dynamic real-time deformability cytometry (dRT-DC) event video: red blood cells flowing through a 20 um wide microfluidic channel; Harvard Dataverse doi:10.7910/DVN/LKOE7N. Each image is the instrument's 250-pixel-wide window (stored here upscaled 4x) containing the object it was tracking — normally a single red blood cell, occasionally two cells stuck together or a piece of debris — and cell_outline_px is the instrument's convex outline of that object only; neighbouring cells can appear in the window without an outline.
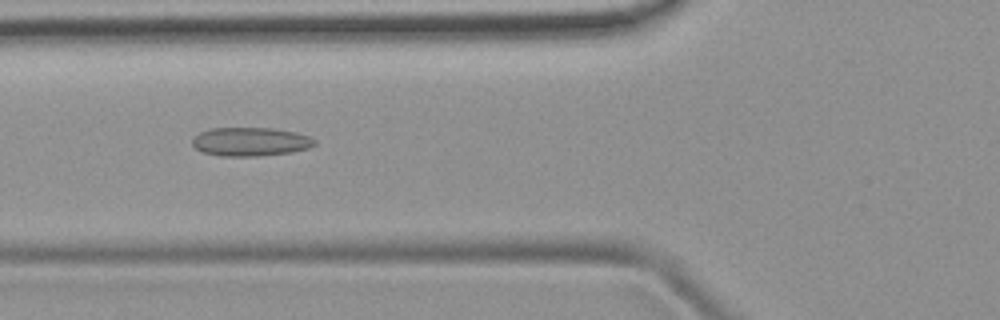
{"species": "common noctule bat (a hibernating species)", "species_latin": "Nyctalus noctula", "temperature_condition": "room temperature", "stored_images_in_passage": 47, "camera_frame_rate_fps": 3000, "um_per_image_px": 0.085, "animal": {"sex": "female", "body_mass_g": 19.9}, "frame": {"image": 1, "passage_image": 16, "time_ms": 5.0, "image_size_px": [1000, 320], "cell_outline_px": [[316, 144], [308, 148], [292, 152], [260, 156], [220, 156], [200, 152], [192, 144], [192, 136], [208, 128], [272, 128], [296, 132], [308, 136], [316, 140]], "centroid_in_image_um": [21.25, 12.04], "position_along_channel_um": 104.5, "area_um2": 20.69}}
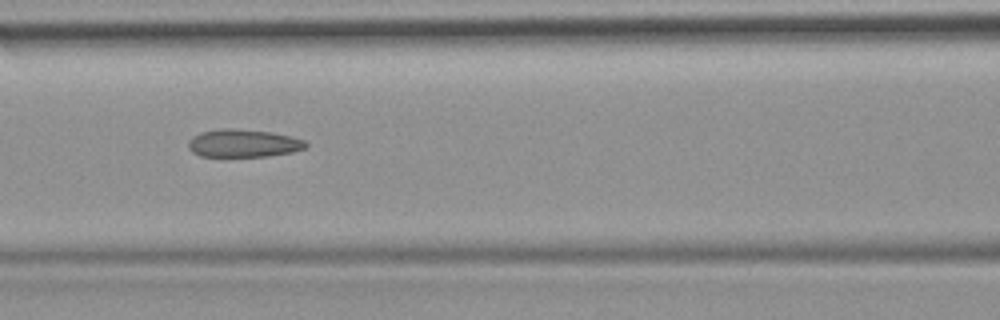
{"frame": {"image": 2, "passage_image": 19, "time_ms": 6.0, "image_size_px": [1000, 320], "cell_outline_px": [[308, 144], [304, 148], [292, 152], [268, 156], [200, 156], [192, 152], [188, 148], [188, 140], [192, 136], [200, 132], [220, 128], [232, 128], [272, 132], [304, 140]], "centroid_in_image_um": [20.63, 12.17], "position_along_channel_um": 146.0, "area_um2": 19.07}}
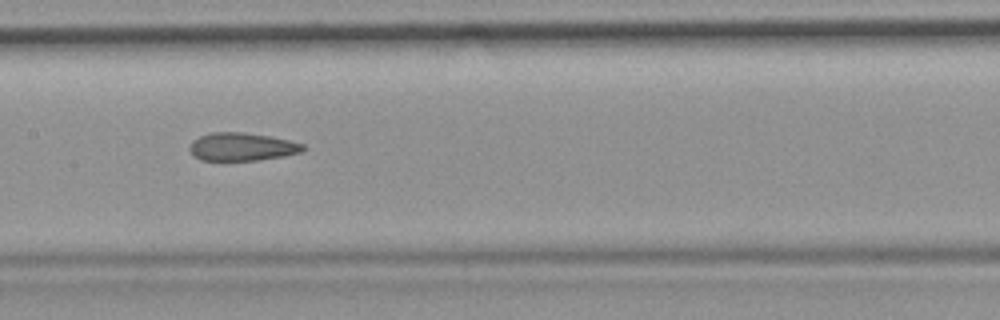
{"frame": {"image": 3, "passage_image": 22, "time_ms": 7.0, "image_size_px": [1000, 320], "cell_outline_px": [[304, 148], [300, 152], [284, 156], [260, 160], [200, 160], [188, 148], [192, 140], [200, 136], [212, 132], [244, 132], [268, 136], [288, 140], [304, 144]], "centroid_in_image_um": [20.55, 12.47], "position_along_channel_um": 186.9, "area_um2": 18.38}}